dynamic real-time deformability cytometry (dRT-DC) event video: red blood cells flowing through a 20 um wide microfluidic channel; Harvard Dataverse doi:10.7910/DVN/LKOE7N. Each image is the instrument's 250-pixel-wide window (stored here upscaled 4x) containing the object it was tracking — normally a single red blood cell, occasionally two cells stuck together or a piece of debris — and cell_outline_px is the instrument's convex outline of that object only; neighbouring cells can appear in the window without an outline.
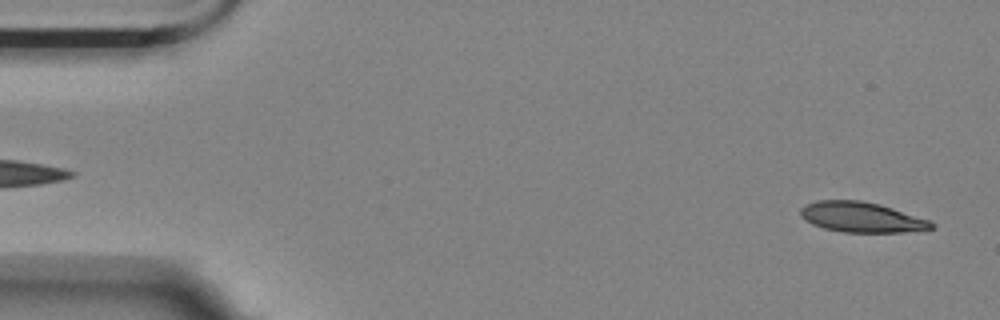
{"species": "Egyptian fruit bat (a non-hibernating species)", "species_latin": "Rousettus aegyptiacus", "temperature_condition": "room temperature", "stored_images_in_passage": 32, "camera_frame_rate_fps": 3000, "um_per_image_px": 0.085, "animal": {"sex": "female"}, "frame": {"image": 1, "passage_image": 2, "time_ms": 0.333, "image_size_px": [1000, 320], "cell_outline_px": [[936, 228], [904, 232], [844, 232], [824, 228], [812, 224], [800, 216], [800, 208], [804, 204], [816, 200], [860, 200], [880, 204], [932, 220], [936, 224]], "centroid_in_image_um": [73.26, 18.45], "position_along_channel_um": 11.7, "area_um2": 23.35}}
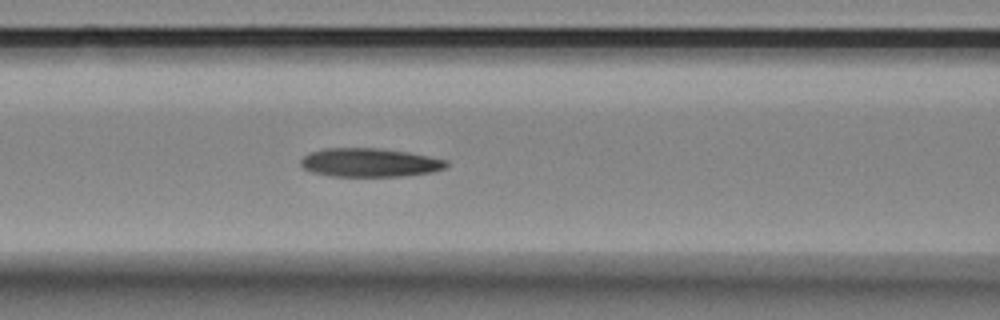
{"frame": {"image": 2, "passage_image": 22, "time_ms": 7.0, "image_size_px": [1000, 320], "cell_outline_px": [[448, 168], [432, 172], [404, 176], [332, 176], [312, 172], [304, 168], [300, 164], [300, 160], [308, 152], [324, 148], [380, 148], [408, 152], [448, 160]], "centroid_in_image_um": [31.44, 13.81], "position_along_channel_um": 135.2, "area_um2": 24.51}}
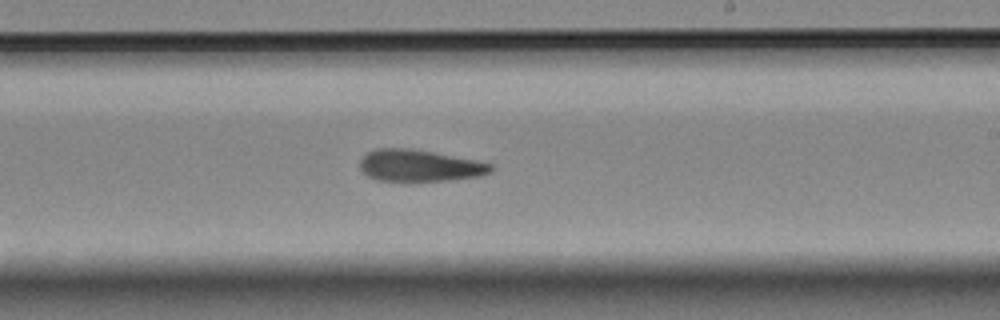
{"frame": {"image": 3, "passage_image": 32, "time_ms": 10.333, "image_size_px": [1000, 320], "cell_outline_px": [[496, 168], [492, 172], [480, 176], [448, 180], [412, 184], [376, 180], [368, 176], [360, 168], [360, 160], [368, 152], [376, 148], [408, 148], [432, 152], [476, 160], [492, 164]], "centroid_in_image_um": [35.66, 14.12], "position_along_channel_um": 253.3, "area_um2": 25.03}}